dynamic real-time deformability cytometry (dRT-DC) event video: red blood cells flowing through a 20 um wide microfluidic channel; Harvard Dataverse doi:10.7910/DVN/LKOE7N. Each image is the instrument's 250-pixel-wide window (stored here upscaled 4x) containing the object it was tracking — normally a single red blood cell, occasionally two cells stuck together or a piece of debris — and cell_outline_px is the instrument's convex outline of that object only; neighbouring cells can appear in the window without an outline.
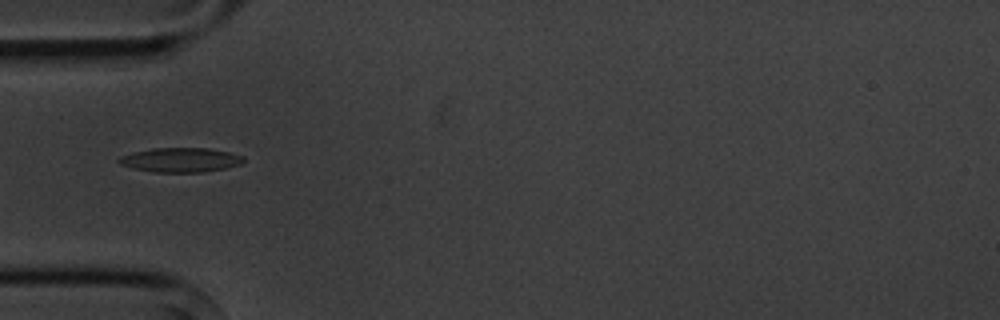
{"species": "common noctule bat (a hibernating species)", "species_latin": "Nyctalus noctula", "temperature_condition": "cold", "stored_images_in_passage": 9, "camera_frame_rate_fps": 3000, "um_per_image_px": 0.085, "animal": {"sex": "male", "body_mass_g": 20.1, "forearm_length_mm": 53.5}, "frame": {"image": 1, "passage_image": 4, "time_ms": 4.333, "image_size_px": [1000, 320], "cell_outline_px": [[244, 160], [240, 164], [224, 168], [200, 172], [156, 172], [132, 168], [120, 164], [116, 160], [120, 156], [132, 152], [152, 148], [208, 148], [228, 152], [244, 156]], "centroid_in_image_um": [15.3, 13.58], "position_along_channel_um": 69.7, "area_um2": 17.63}}
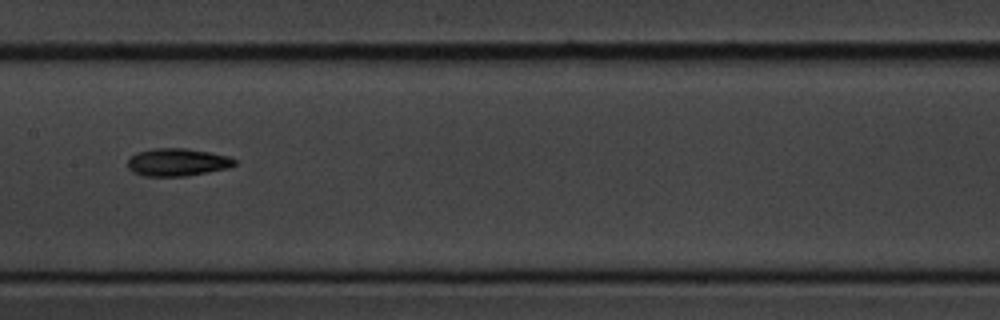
{"frame": {"image": 2, "passage_image": 7, "time_ms": 7.667, "image_size_px": [1000, 320], "cell_outline_px": [[236, 164], [228, 168], [208, 172], [184, 176], [144, 176], [132, 172], [128, 168], [128, 160], [136, 152], [152, 148], [188, 148], [228, 156], [236, 160]], "centroid_in_image_um": [15.05, 13.78], "position_along_channel_um": 192.3, "area_um2": 17.28}}
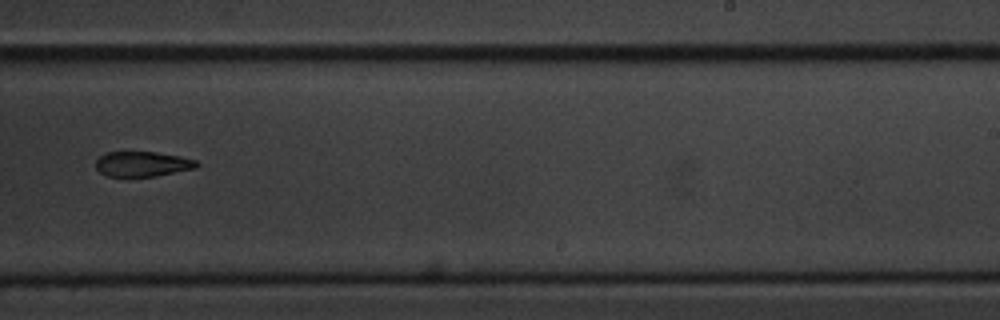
{"frame": {"image": 3, "passage_image": 9, "time_ms": 10.0, "image_size_px": [1000, 320], "cell_outline_px": [[200, 164], [196, 168], [156, 176], [108, 176], [100, 172], [96, 168], [96, 160], [104, 152], [156, 152], [180, 156], [196, 160]], "centroid_in_image_um": [12.12, 13.93], "position_along_channel_um": 276.9, "area_um2": 14.74}}